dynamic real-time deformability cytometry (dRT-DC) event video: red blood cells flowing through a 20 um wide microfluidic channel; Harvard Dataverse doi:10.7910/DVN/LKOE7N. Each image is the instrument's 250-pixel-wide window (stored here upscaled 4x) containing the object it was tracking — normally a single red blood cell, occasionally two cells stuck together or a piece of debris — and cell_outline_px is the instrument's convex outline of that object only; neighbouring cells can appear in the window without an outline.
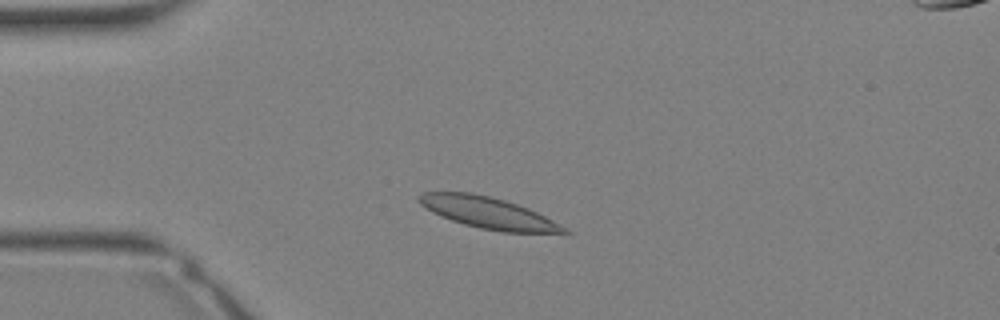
{"species": "Egyptian fruit bat (a non-hibernating species)", "species_latin": "Rousettus aegyptiacus", "temperature_condition": "warm", "stored_images_in_passage": 31, "camera_frame_rate_fps": 3000, "um_per_image_px": 0.085, "animal": {"sex": "female"}, "frame": {"image": 1, "passage_image": 5, "time_ms": 1.333, "image_size_px": [1000, 320], "cell_outline_px": [[572, 232], [504, 232], [480, 228], [464, 224], [440, 216], [432, 212], [420, 204], [416, 200], [416, 196], [424, 192], [472, 192], [504, 200], [528, 208], [568, 228]], "centroid_in_image_um": [41.44, 18.07], "position_along_channel_um": 43.6, "area_um2": 26.24}}
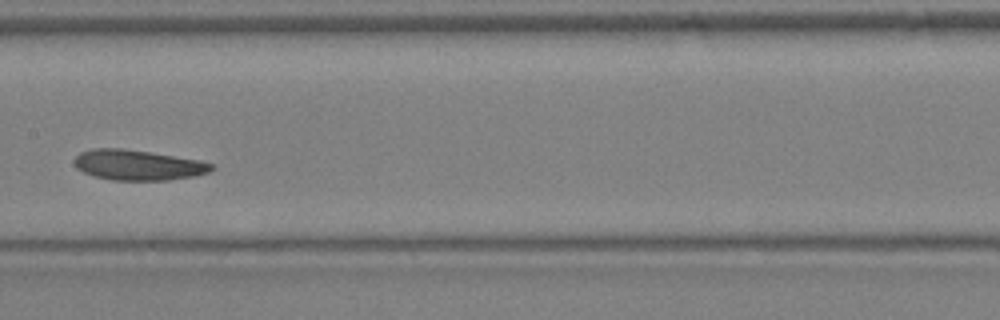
{"frame": {"image": 2, "passage_image": 14, "time_ms": 4.333, "image_size_px": [1000, 320], "cell_outline_px": [[216, 168], [208, 172], [196, 176], [168, 180], [112, 180], [96, 176], [84, 172], [76, 168], [72, 160], [80, 152], [92, 148], [124, 148], [200, 160], [212, 164]], "centroid_in_image_um": [11.72, 14.02], "position_along_channel_um": 195.7, "area_um2": 24.33}}
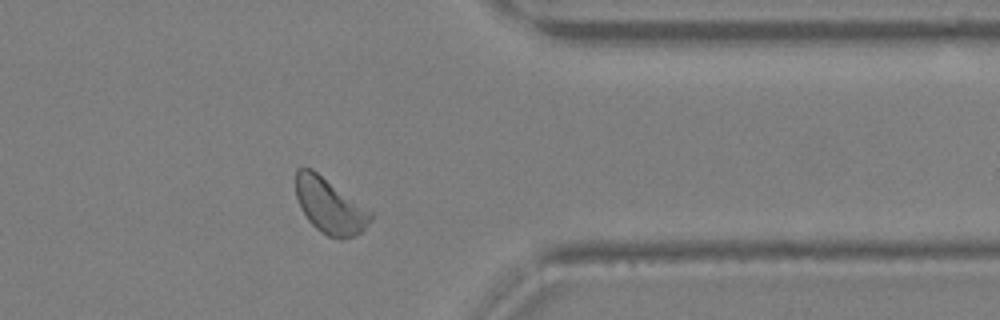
{"frame": {"image": 3, "passage_image": 24, "time_ms": 7.667, "image_size_px": [1000, 320], "cell_outline_px": [[372, 220], [356, 236], [340, 240], [328, 236], [316, 228], [308, 220], [300, 208], [296, 196], [296, 168], [312, 168], [368, 208], [372, 212]], "centroid_in_image_um": [28.04, 17.5], "position_along_channel_um": 383.4, "area_um2": 24.22}}